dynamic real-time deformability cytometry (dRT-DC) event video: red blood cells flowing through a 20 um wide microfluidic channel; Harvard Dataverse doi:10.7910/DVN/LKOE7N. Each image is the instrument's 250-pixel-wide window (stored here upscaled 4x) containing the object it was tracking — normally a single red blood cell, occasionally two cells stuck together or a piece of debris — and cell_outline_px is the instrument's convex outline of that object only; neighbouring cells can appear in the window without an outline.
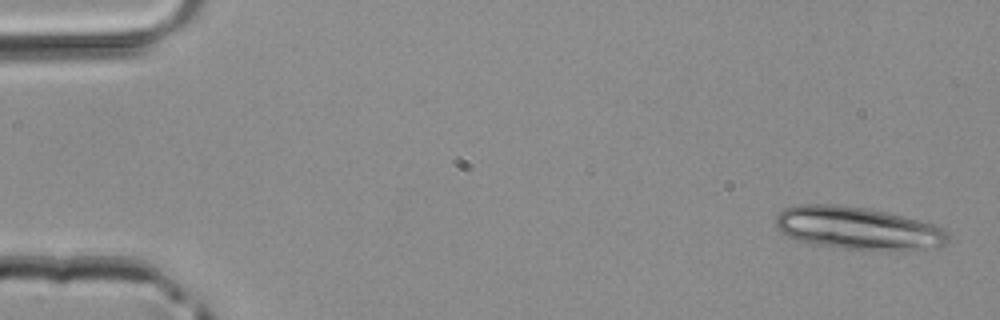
{"species": "common noctule bat (a hibernating species)", "species_latin": "Nyctalus noctula", "temperature_condition": "room temperature", "stored_images_in_passage": 4, "camera_frame_rate_fps": 3000, "um_per_image_px": 0.085, "animal": {"sex": "male", "body_mass_g": 20.4}, "frame": {"image": 1, "passage_image": 1, "time_ms": 0.0, "image_size_px": [1000, 320], "cell_outline_px": [[952, 240], [948, 244], [936, 248], [904, 252], [892, 252], [840, 248], [816, 244], [796, 240], [780, 232], [776, 224], [776, 216], [784, 208], [796, 204], [836, 204], [864, 208], [884, 212], [932, 224], [944, 228], [952, 236]], "centroid_in_image_um": [73.0, 19.44], "position_along_channel_um": 12.0, "area_um2": 43.7}}